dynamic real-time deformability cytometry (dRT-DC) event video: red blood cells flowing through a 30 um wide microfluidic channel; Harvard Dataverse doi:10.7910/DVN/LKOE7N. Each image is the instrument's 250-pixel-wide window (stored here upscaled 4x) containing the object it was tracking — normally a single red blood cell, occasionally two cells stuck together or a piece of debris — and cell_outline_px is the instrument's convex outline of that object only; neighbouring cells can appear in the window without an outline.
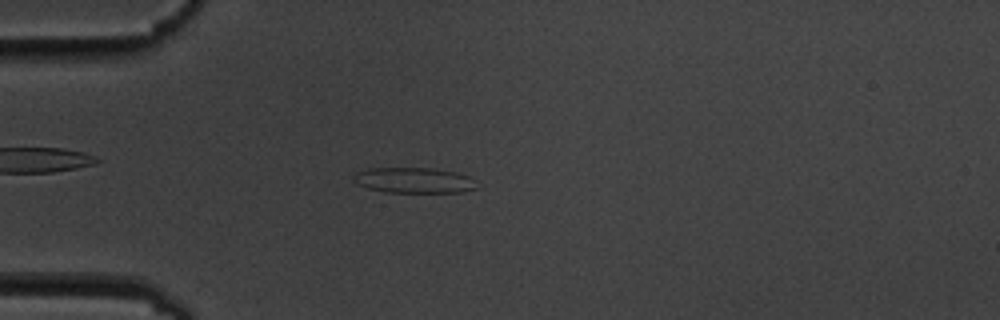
{"species": "common noctule bat (a hibernating species)", "species_latin": "Nyctalus noctula", "temperature_condition": "cold", "stored_images_in_passage": 10, "camera_frame_rate_fps": 3000, "um_per_image_px": 0.085, "animal": {"sex": "male", "body_mass_g": 19.5, "forearm_length_mm": 54.6}, "frame": {"image": 1, "passage_image": 4, "time_ms": 3.667, "image_size_px": [1000, 320], "cell_outline_px": [[476, 188], [464, 192], [384, 192], [368, 188], [356, 184], [352, 180], [352, 176], [356, 172], [368, 168], [432, 168], [456, 172], [468, 176]], "centroid_in_image_um": [35.09, 15.32], "position_along_channel_um": 49.9, "area_um2": 18.26}}
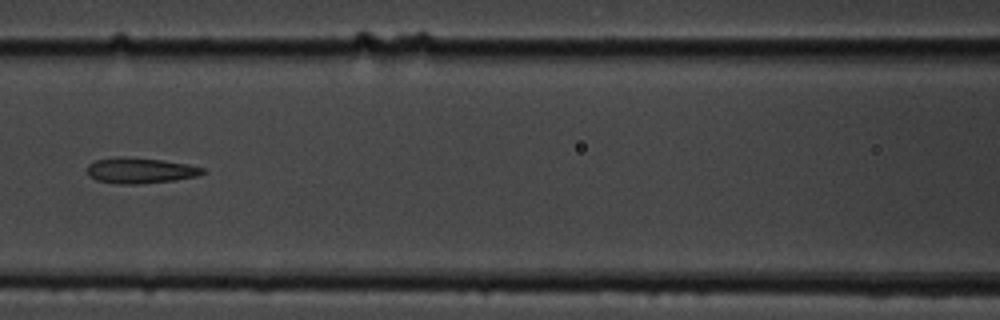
{"frame": {"image": 2, "passage_image": 7, "time_ms": 7.0, "image_size_px": [1000, 320], "cell_outline_px": [[204, 172], [196, 176], [172, 180], [136, 184], [120, 184], [96, 180], [88, 176], [88, 164], [96, 160], [116, 156], [120, 156], [160, 160], [188, 164], [204, 168]], "centroid_in_image_um": [11.86, 14.49], "position_along_channel_um": 154.7, "area_um2": 17.05}}
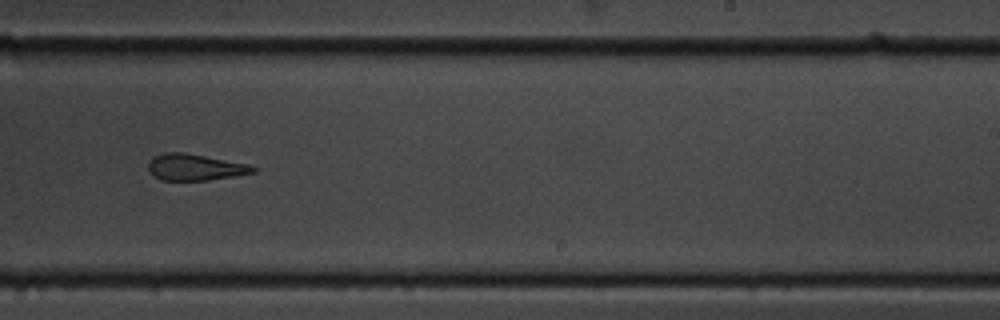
{"frame": {"image": 3, "passage_image": 10, "time_ms": 10.333, "image_size_px": [1000, 320], "cell_outline_px": [[256, 172], [236, 176], [208, 180], [160, 180], [152, 176], [148, 168], [148, 160], [152, 156], [164, 152], [184, 152], [248, 164], [256, 168]], "centroid_in_image_um": [16.53, 14.21], "position_along_channel_um": 272.5, "area_um2": 16.3}}